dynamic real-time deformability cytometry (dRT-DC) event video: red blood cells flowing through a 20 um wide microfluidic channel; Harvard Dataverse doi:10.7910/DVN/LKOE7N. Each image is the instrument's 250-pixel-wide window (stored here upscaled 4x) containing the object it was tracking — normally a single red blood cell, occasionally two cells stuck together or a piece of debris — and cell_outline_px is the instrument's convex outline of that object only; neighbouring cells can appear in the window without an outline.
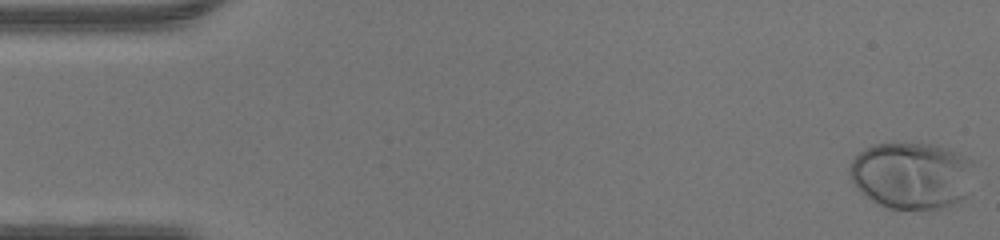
{"species": "human", "species_latin": "Homo sapiens", "temperature_condition": "warm", "stored_images_in_passage": 47, "camera_frame_rate_fps": 3000, "um_per_image_px": 0.085, "donor": {"sex": "male"}, "frame": {"image": 1, "passage_image": 1, "time_ms": 0.0, "image_size_px": [1000, 240], "cell_outline_px": [[972, 164], [964, 196], [960, 200], [952, 204], [940, 208], [888, 208], [876, 204], [864, 196], [852, 184], [848, 172], [848, 168], [852, 160], [864, 148], [872, 144], [936, 144], [956, 152], [972, 160]], "centroid_in_image_um": [77.39, 14.9], "position_along_channel_um": 7.6, "area_um2": 48.09}}
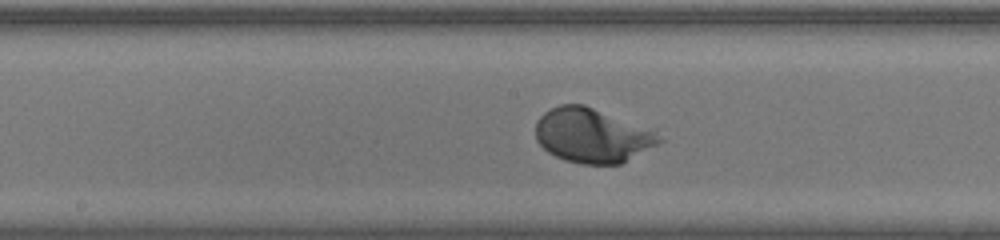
{"frame": {"image": 2, "passage_image": 24, "time_ms": 7.667, "image_size_px": [1000, 240], "cell_outline_px": [[664, 140], [620, 164], [580, 164], [564, 160], [548, 152], [536, 140], [536, 120], [544, 112], [560, 104], [584, 104], [652, 132], [660, 136]], "centroid_in_image_um": [50.24, 11.53], "position_along_channel_um": 198.0, "area_um2": 38.21}}
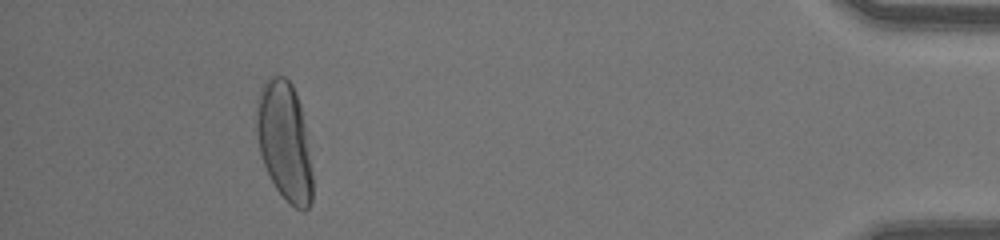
{"frame": {"image": 3, "passage_image": 43, "time_ms": 14.0, "image_size_px": [1000, 240], "cell_outline_px": [[312, 200], [308, 208], [304, 212], [288, 204], [284, 200], [276, 188], [264, 164], [260, 152], [256, 132], [256, 100], [264, 80], [272, 76], [284, 76], [292, 84], [300, 104], [304, 124], [312, 172]], "centroid_in_image_um": [24.16, 12.02], "position_along_channel_um": 411.0, "area_um2": 38.78}}